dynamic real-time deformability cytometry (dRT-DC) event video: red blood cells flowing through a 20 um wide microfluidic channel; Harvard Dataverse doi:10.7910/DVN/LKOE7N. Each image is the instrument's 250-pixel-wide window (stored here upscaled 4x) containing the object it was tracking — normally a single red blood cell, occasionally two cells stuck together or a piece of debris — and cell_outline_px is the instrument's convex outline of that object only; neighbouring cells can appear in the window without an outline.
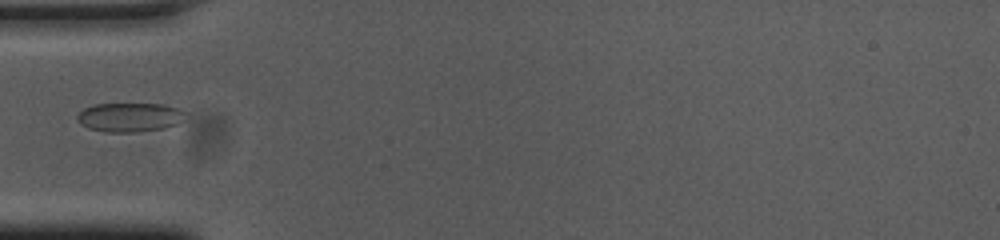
{"species": "common noctule bat (a hibernating species)", "species_latin": "Nyctalus noctula", "temperature_condition": "cold", "stored_images_in_passage": 38, "camera_frame_rate_fps": 3000, "um_per_image_px": 0.085, "animal": {"sex": "female", "body_mass_g": 23.0, "forearm_length_mm": 53.4}, "frame": {"image": 1, "passage_image": 1, "time_ms": 0.0, "image_size_px": [1000, 240], "cell_outline_px": [[188, 112], [184, 120], [176, 124], [164, 128], [132, 132], [104, 132], [88, 128], [80, 124], [76, 120], [76, 116], [84, 108], [92, 104], [164, 104], [180, 108]], "centroid_in_image_um": [11.04, 9.96], "position_along_channel_um": 74.0, "area_um2": 18.61}}
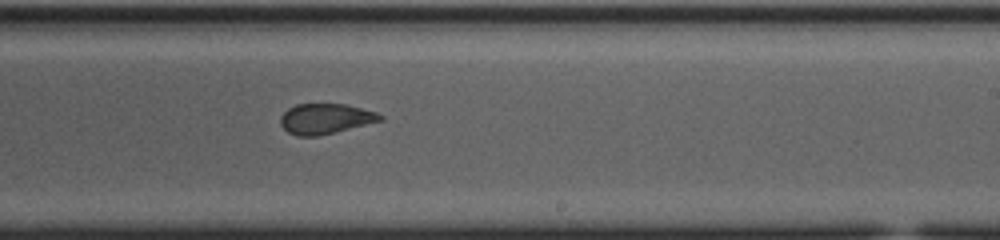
{"frame": {"image": 2, "passage_image": 16, "time_ms": 5.0, "image_size_px": [1000, 240], "cell_outline_px": [[384, 120], [336, 132], [316, 136], [296, 136], [288, 132], [280, 124], [280, 116], [288, 108], [296, 104], [344, 104], [376, 112], [384, 116]], "centroid_in_image_um": [27.66, 10.1], "position_along_channel_um": 261.3, "area_um2": 17.63}}
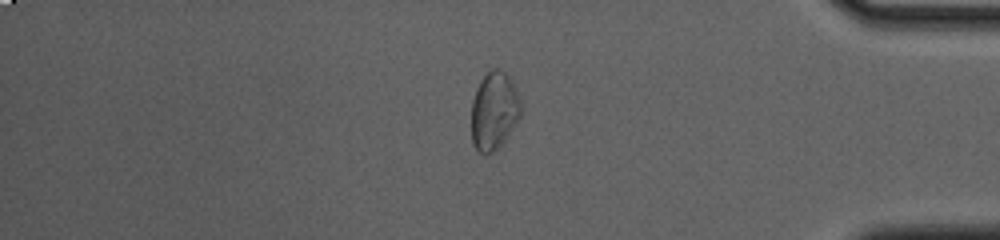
{"frame": {"image": 3, "passage_image": 29, "time_ms": 9.333, "image_size_px": [1000, 240], "cell_outline_px": [[524, 112], [504, 140], [492, 152], [480, 152], [472, 144], [472, 100], [476, 88], [480, 80], [492, 68], [496, 68], [504, 72], [512, 80], [520, 96], [524, 108]], "centroid_in_image_um": [42.04, 9.38], "position_along_channel_um": 393.2, "area_um2": 22.6}}